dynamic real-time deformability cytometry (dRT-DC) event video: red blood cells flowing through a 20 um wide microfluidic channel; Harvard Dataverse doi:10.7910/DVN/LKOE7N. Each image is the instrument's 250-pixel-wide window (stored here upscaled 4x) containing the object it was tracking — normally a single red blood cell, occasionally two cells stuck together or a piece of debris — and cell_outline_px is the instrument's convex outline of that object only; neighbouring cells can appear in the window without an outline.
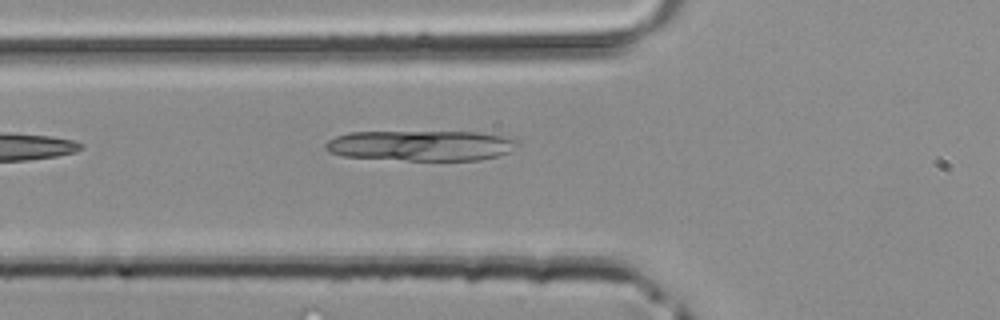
{"species": "common noctule bat (a hibernating species)", "species_latin": "Nyctalus noctula", "temperature_condition": "room temperature", "stored_images_in_passage": 8, "camera_frame_rate_fps": 3000, "um_per_image_px": 0.085, "animal": {"sex": "male", "body_mass_g": 20.4}, "frame": {"image": 1, "passage_image": 2, "time_ms": 0.333, "image_size_px": [1000, 320], "cell_outline_px": [[520, 144], [508, 152], [500, 156], [480, 160], [408, 160], [344, 156], [328, 152], [324, 148], [324, 144], [328, 140], [336, 136], [348, 132], [476, 132], [500, 136], [520, 140]], "centroid_in_image_um": [35.79, 12.37], "position_along_channel_um": 90.0, "area_um2": 34.04}}